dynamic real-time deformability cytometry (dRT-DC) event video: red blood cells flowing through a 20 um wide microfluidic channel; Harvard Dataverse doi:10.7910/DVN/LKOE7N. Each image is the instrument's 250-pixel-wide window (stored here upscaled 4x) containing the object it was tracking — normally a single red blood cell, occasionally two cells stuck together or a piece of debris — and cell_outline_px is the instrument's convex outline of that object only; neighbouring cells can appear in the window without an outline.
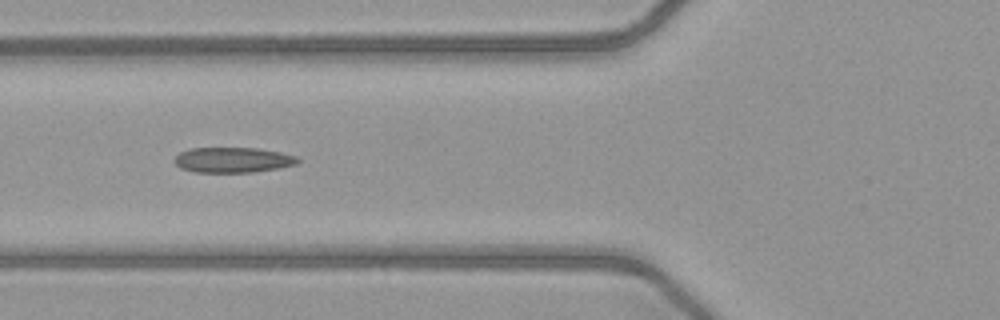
{"species": "common noctule bat (a hibernating species)", "species_latin": "Nyctalus noctula", "temperature_condition": "warm", "stored_images_in_passage": 14, "camera_frame_rate_fps": 3000, "um_per_image_px": 0.085, "animal": {"sex": "female", "body_mass_g": 21.9}, "frame": {"image": 1, "passage_image": 5, "time_ms": 1.333, "image_size_px": [1000, 320], "cell_outline_px": [[300, 160], [296, 164], [280, 168], [252, 172], [192, 172], [180, 168], [172, 160], [180, 152], [192, 148], [256, 148], [280, 152], [296, 156]], "centroid_in_image_um": [19.77, 13.6], "position_along_channel_um": 106.0, "area_um2": 18.21}}
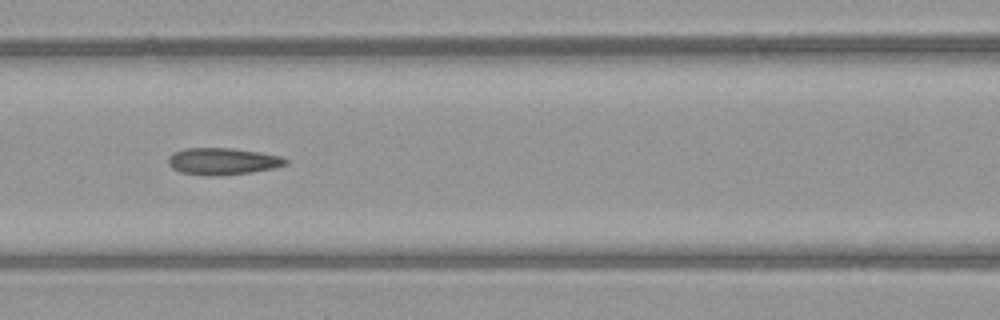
{"frame": {"image": 2, "passage_image": 8, "time_ms": 2.333, "image_size_px": [1000, 320], "cell_outline_px": [[288, 164], [272, 168], [248, 172], [212, 176], [204, 176], [180, 172], [172, 168], [168, 164], [168, 156], [172, 152], [184, 148], [232, 148], [260, 152], [280, 156], [288, 160]], "centroid_in_image_um": [18.87, 13.7], "position_along_channel_um": 147.7, "area_um2": 18.38}}